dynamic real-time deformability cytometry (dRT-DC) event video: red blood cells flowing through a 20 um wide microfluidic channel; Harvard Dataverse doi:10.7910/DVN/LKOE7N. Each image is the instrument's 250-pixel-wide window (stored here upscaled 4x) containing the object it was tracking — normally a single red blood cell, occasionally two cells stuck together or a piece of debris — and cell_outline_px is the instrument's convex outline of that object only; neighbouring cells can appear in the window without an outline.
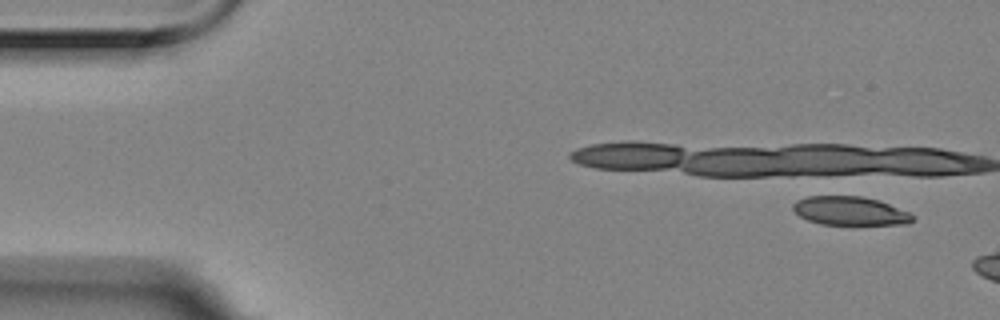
{"species": "Egyptian fruit bat (a non-hibernating species)", "species_latin": "Rousettus aegyptiacus", "temperature_condition": "room temperature", "stored_images_in_passage": 6, "camera_frame_rate_fps": 3000, "um_per_image_px": 0.085, "animal": {"sex": "female"}, "frame": {"image": 1, "passage_image": 1, "time_ms": 0.0, "image_size_px": [1000, 320], "cell_outline_px": [[916, 216], [908, 224], [820, 224], [808, 220], [800, 216], [792, 208], [792, 204], [796, 200], [808, 196], [860, 196], [880, 200], [908, 212]], "centroid_in_image_um": [72.24, 17.92], "position_along_channel_um": 12.8, "area_um2": 19.94}}